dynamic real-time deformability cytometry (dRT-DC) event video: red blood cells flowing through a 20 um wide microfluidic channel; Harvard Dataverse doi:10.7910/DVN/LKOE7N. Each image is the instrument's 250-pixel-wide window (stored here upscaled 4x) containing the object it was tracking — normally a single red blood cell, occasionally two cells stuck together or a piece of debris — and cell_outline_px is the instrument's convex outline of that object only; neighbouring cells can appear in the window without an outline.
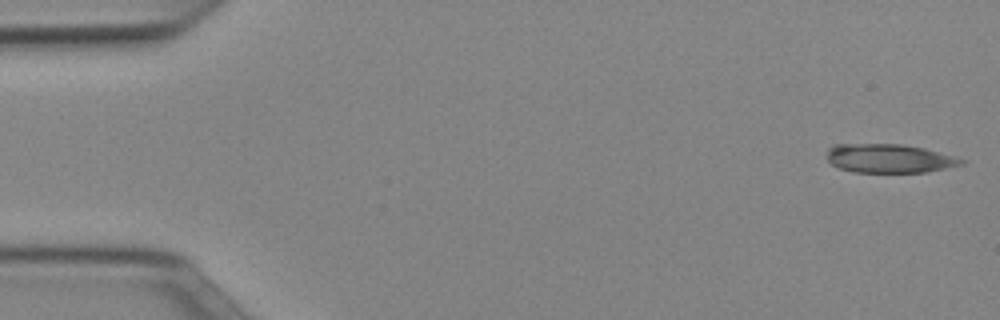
{"species": "Egyptian fruit bat (a non-hibernating species)", "species_latin": "Rousettus aegyptiacus", "temperature_condition": "cold", "stored_images_in_passage": 51, "camera_frame_rate_fps": 3000, "um_per_image_px": 0.085, "animal": {"sex": "female"}, "frame": {"image": 1, "passage_image": 1, "time_ms": 0.0, "image_size_px": [1000, 320], "cell_outline_px": [[964, 164], [924, 172], [852, 172], [840, 168], [832, 164], [828, 160], [828, 148], [832, 144], [900, 144], [924, 148], [952, 156], [964, 160]], "centroid_in_image_um": [75.53, 13.46], "position_along_channel_um": 9.5, "area_um2": 22.31}}
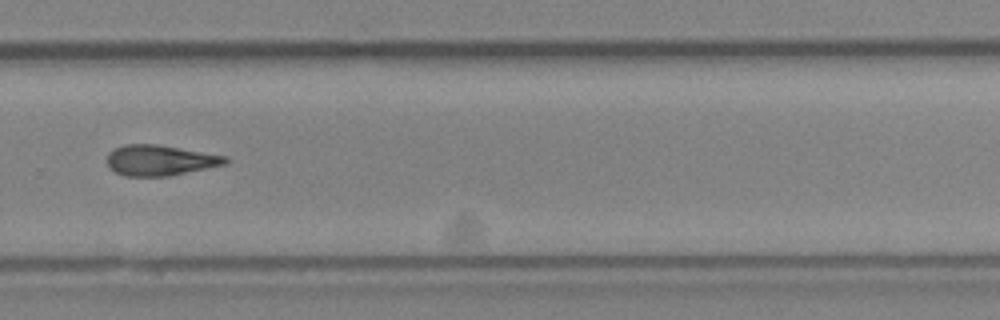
{"frame": {"image": 2, "passage_image": 34, "time_ms": 11.0, "image_size_px": [1000, 320], "cell_outline_px": [[228, 164], [168, 176], [124, 176], [108, 168], [104, 160], [108, 152], [124, 144], [156, 144], [228, 156]], "centroid_in_image_um": [13.56, 13.62], "position_along_channel_um": 316.2, "area_um2": 21.33}}
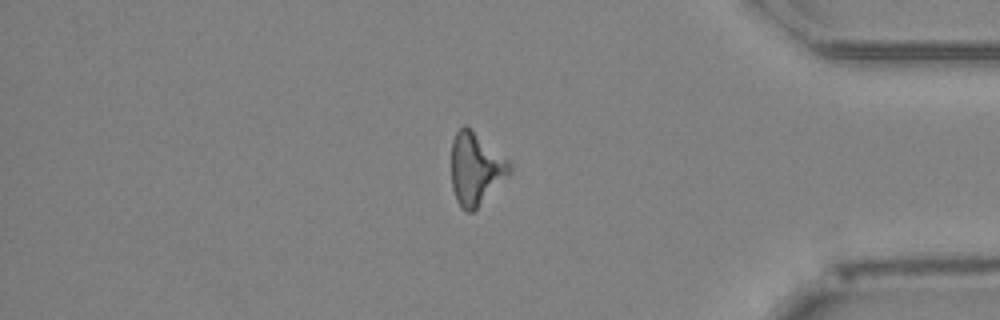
{"frame": {"image": 3, "passage_image": 42, "time_ms": 13.667, "image_size_px": [1000, 320], "cell_outline_px": [[512, 172], [472, 212], [464, 212], [460, 208], [456, 200], [452, 188], [452, 140], [456, 132], [464, 124], [508, 160], [512, 164]], "centroid_in_image_um": [40.42, 14.37], "position_along_channel_um": 394.8, "area_um2": 24.16}}